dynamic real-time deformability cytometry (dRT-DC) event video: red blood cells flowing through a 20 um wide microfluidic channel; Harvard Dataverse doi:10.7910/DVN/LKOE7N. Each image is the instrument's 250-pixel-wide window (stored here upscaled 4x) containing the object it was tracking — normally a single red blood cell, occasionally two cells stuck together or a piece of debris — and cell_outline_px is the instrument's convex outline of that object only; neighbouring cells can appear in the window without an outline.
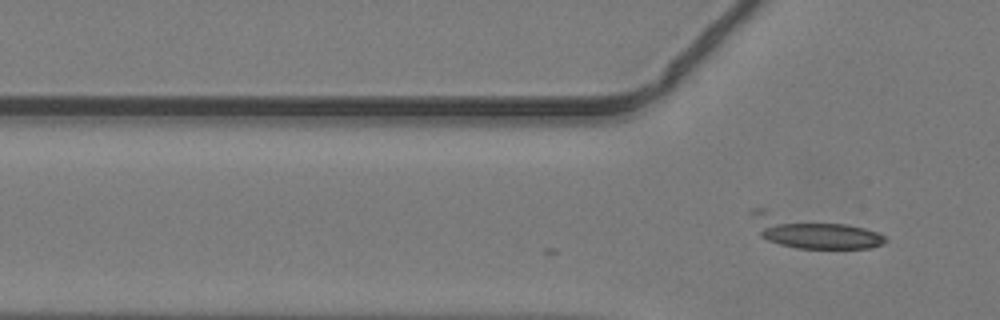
{"species": "common noctule bat (a hibernating species)", "species_latin": "Nyctalus noctula", "temperature_condition": "warm", "stored_images_in_passage": 2, "camera_frame_rate_fps": 3000, "um_per_image_px": 0.085, "animal": {"sex": "male", "body_mass_g": 19.2, "forearm_length_mm": 51.8}, "frame": {"image": 1, "passage_image": 2, "time_ms": 0.333, "image_size_px": [1000, 320], "cell_outline_px": [[888, 240], [872, 248], [796, 248], [780, 244], [768, 240], [760, 236], [748, 212], [752, 208], [764, 208], [848, 224], [864, 228], [876, 232], [884, 236]], "centroid_in_image_um": [68.96, 19.66], "position_along_channel_um": 56.8, "area_um2": 25.32}}